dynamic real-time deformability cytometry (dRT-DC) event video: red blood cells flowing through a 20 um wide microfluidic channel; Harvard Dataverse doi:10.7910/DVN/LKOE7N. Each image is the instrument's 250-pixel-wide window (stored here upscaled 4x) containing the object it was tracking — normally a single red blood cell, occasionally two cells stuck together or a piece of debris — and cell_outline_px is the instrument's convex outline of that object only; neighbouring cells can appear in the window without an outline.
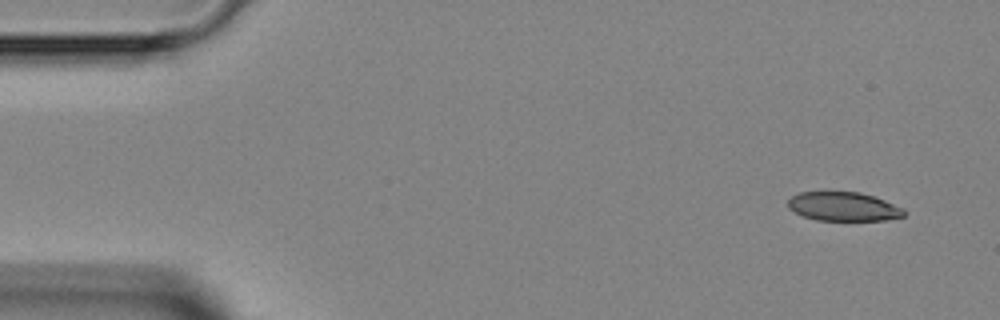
{"species": "Egyptian fruit bat (a non-hibernating species)", "species_latin": "Rousettus aegyptiacus", "temperature_condition": "room temperature", "stored_images_in_passage": 2, "camera_frame_rate_fps": 3000, "um_per_image_px": 0.085, "animal": {"sex": "female"}, "frame": {"image": 1, "passage_image": 1, "time_ms": 0.0, "image_size_px": [1000, 320], "cell_outline_px": [[904, 216], [884, 220], [816, 220], [804, 216], [788, 208], [788, 200], [792, 196], [800, 192], [824, 188], [860, 192], [884, 200], [904, 208]], "centroid_in_image_um": [71.63, 17.5], "position_along_channel_um": 13.4, "area_um2": 20.23}}